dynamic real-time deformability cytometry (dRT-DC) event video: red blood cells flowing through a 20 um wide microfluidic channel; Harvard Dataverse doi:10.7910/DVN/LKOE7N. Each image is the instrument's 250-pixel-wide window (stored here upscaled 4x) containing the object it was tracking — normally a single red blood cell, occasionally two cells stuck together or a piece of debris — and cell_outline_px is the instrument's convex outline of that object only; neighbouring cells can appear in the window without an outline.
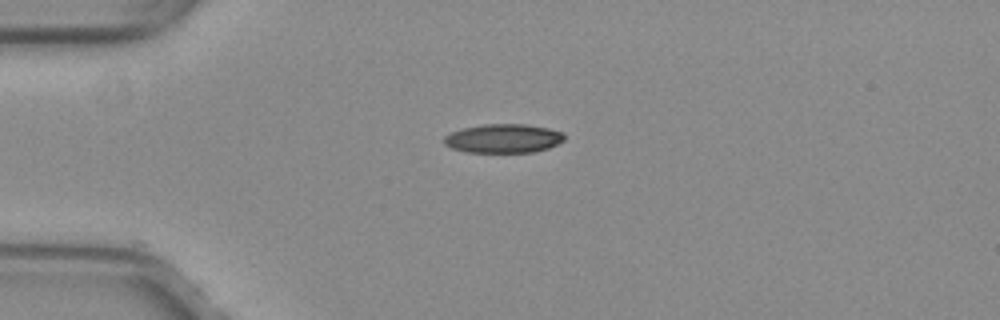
{"species": "common noctule bat (a hibernating species)", "species_latin": "Nyctalus noctula", "temperature_condition": "warm", "stored_images_in_passage": 40, "camera_frame_rate_fps": 3000, "um_per_image_px": 0.085, "animal": {"sex": "female", "body_mass_g": 29.2, "forearm_length_mm": 56.3}, "frame": {"image": 1, "passage_image": 1, "time_ms": 0.0, "image_size_px": [1000, 320], "cell_outline_px": [[564, 140], [548, 148], [532, 152], [464, 152], [452, 148], [444, 144], [444, 136], [452, 132], [464, 128], [484, 124], [524, 124], [548, 128], [564, 132]], "centroid_in_image_um": [42.78, 11.77], "position_along_channel_um": 42.2, "area_um2": 20.17}}
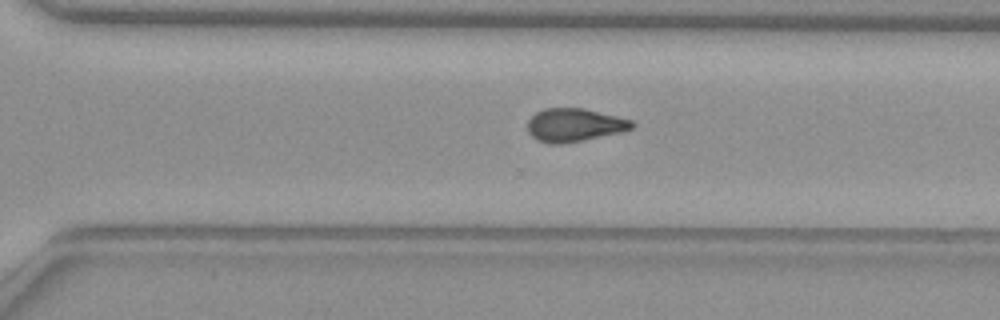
{"frame": {"image": 2, "passage_image": 24, "time_ms": 7.667, "image_size_px": [1000, 320], "cell_outline_px": [[636, 124], [632, 128], [624, 132], [584, 140], [560, 144], [548, 144], [536, 140], [528, 132], [528, 120], [536, 112], [544, 108], [584, 108], [632, 120]], "centroid_in_image_um": [48.83, 10.63], "position_along_channel_um": 321.8, "area_um2": 20.4}}
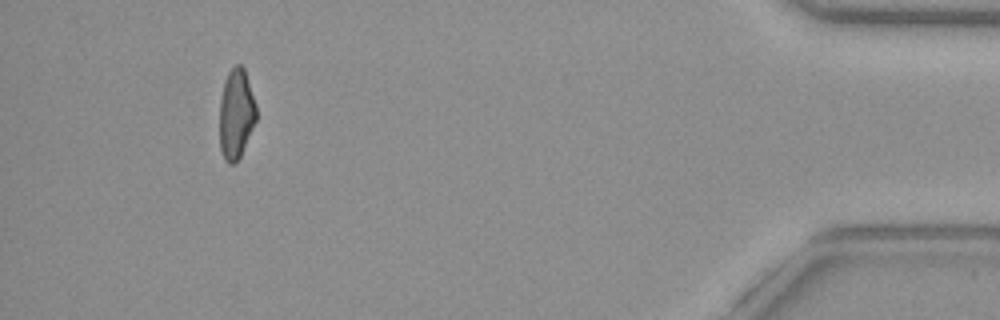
{"frame": {"image": 3, "passage_image": 36, "time_ms": 11.667, "image_size_px": [1000, 320], "cell_outline_px": [[256, 120], [240, 156], [236, 164], [228, 164], [224, 160], [220, 148], [220, 100], [224, 80], [228, 72], [236, 64], [240, 64], [244, 68], [256, 104]], "centroid_in_image_um": [20.06, 9.69], "position_along_channel_um": 415.1, "area_um2": 19.25}, "authors_computed_cell_mechanics": {"area_um2": 20.4901, "velocity_mm_per_s": 4.0187, "shape_relaxation_time_tau1_ms": 9.9932, "shape_relaxation_time_tau2_ms": 6.8385, "deformation_change_tau1": 0.2415, "deformation_change_tau2": 0.144}}